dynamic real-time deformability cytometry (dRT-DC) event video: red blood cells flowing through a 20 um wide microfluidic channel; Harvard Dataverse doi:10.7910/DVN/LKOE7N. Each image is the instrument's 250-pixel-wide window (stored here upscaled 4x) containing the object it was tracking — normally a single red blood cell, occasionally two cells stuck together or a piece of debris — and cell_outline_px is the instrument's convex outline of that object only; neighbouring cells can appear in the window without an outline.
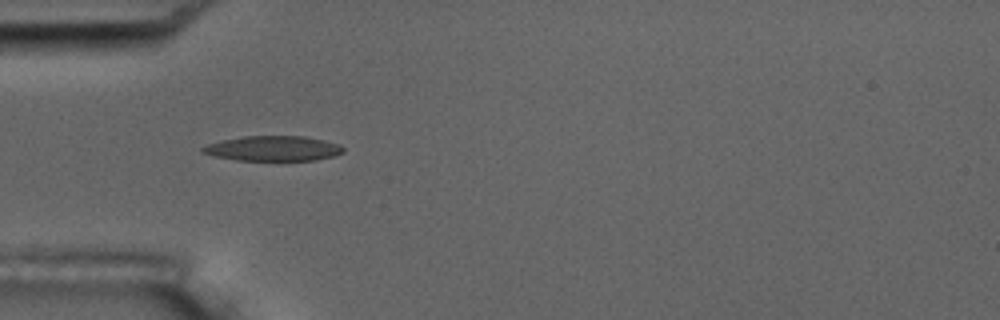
{"species": "common noctule bat (a hibernating species)", "species_latin": "Nyctalus noctula", "temperature_condition": "room temperature", "stored_images_in_passage": 6, "camera_frame_rate_fps": 3000, "um_per_image_px": 0.085, "animal": {"sex": "male", "body_mass_g": 17.5, "forearm_length_mm": 52.3}, "frame": {"image": 1, "passage_image": 5, "time_ms": 4.667, "image_size_px": [1000, 320], "cell_outline_px": [[344, 152], [336, 156], [316, 160], [236, 160], [212, 156], [200, 152], [200, 148], [208, 144], [224, 140], [244, 136], [304, 136], [324, 140], [340, 144], [344, 148]], "centroid_in_image_um": [23.23, 12.62], "position_along_channel_um": 61.8, "area_um2": 20.63}}